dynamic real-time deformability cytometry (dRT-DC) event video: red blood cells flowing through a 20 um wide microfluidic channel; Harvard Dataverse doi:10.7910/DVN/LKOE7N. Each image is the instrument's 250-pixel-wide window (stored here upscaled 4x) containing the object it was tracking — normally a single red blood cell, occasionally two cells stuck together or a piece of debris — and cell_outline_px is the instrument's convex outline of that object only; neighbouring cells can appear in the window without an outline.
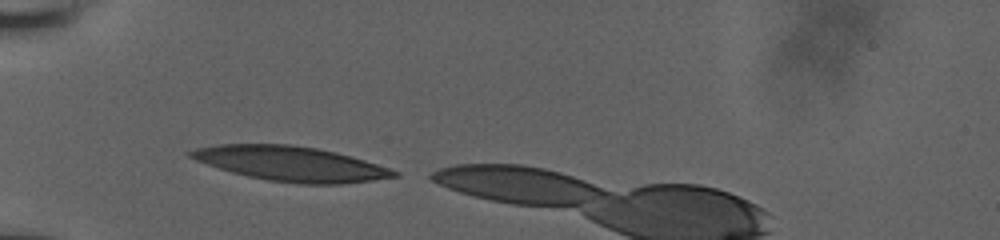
{"species": "human", "species_latin": "Homo sapiens", "temperature_condition": "room temperature", "stored_images_in_passage": 30, "camera_frame_rate_fps": 3000, "um_per_image_px": 0.085, "donor": {"sex": "male"}, "frame": {"image": 1, "passage_image": 1, "time_ms": 0.0, "image_size_px": [1000, 240], "cell_outline_px": [[400, 176], [372, 180], [340, 184], [300, 184], [268, 180], [248, 176], [232, 172], [196, 160], [188, 156], [188, 152], [196, 148], [216, 144], [292, 144], [316, 148], [336, 152], [352, 156], [400, 172]], "centroid_in_image_um": [24.73, 13.91], "position_along_channel_um": 60.3, "area_um2": 40.98}}
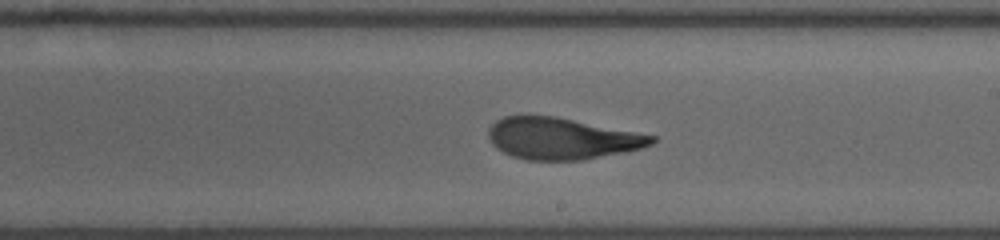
{"frame": {"image": 2, "passage_image": 17, "time_ms": 5.0, "image_size_px": [1000, 240], "cell_outline_px": [[656, 140], [652, 144], [644, 148], [628, 152], [580, 160], [528, 160], [512, 156], [496, 148], [492, 144], [488, 136], [488, 128], [496, 120], [504, 116], [556, 116], [656, 136]], "centroid_in_image_um": [47.76, 11.78], "position_along_channel_um": 241.2, "area_um2": 39.59}}
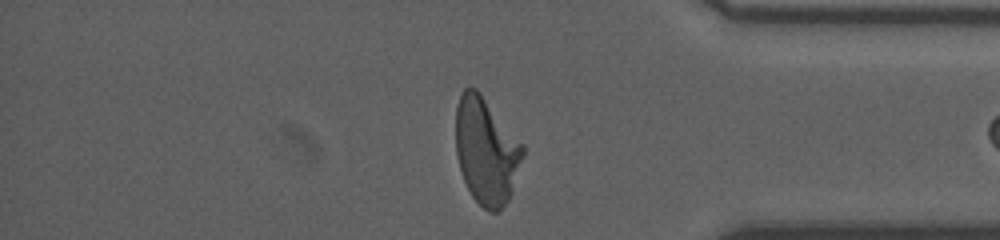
{"frame": {"image": 3, "passage_image": 29, "time_ms": 9.333, "image_size_px": [1000, 240], "cell_outline_px": [[524, 156], [512, 192], [508, 200], [496, 212], [488, 212], [472, 196], [464, 180], [456, 156], [456, 108], [460, 92], [464, 88], [476, 88], [480, 92], [524, 144]], "centroid_in_image_um": [41.34, 12.8], "position_along_channel_um": 393.9, "area_um2": 41.79}}